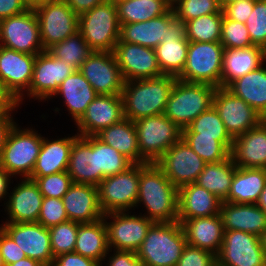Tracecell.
Instances as JSON below:
<instances>
[{
    "mask_svg": "<svg viewBox=\"0 0 266 266\" xmlns=\"http://www.w3.org/2000/svg\"><path fill=\"white\" fill-rule=\"evenodd\" d=\"M143 204L153 222L178 221V188L155 163L140 164V180L136 206Z\"/></svg>",
    "mask_w": 266,
    "mask_h": 266,
    "instance_id": "obj_1",
    "label": "cell"
},
{
    "mask_svg": "<svg viewBox=\"0 0 266 266\" xmlns=\"http://www.w3.org/2000/svg\"><path fill=\"white\" fill-rule=\"evenodd\" d=\"M177 77L124 81L122 100L124 117L131 121L163 114Z\"/></svg>",
    "mask_w": 266,
    "mask_h": 266,
    "instance_id": "obj_2",
    "label": "cell"
},
{
    "mask_svg": "<svg viewBox=\"0 0 266 266\" xmlns=\"http://www.w3.org/2000/svg\"><path fill=\"white\" fill-rule=\"evenodd\" d=\"M186 245L179 221L154 222L136 254L145 266H177Z\"/></svg>",
    "mask_w": 266,
    "mask_h": 266,
    "instance_id": "obj_3",
    "label": "cell"
},
{
    "mask_svg": "<svg viewBox=\"0 0 266 266\" xmlns=\"http://www.w3.org/2000/svg\"><path fill=\"white\" fill-rule=\"evenodd\" d=\"M216 89L209 84L176 79L163 114L182 130L213 106Z\"/></svg>",
    "mask_w": 266,
    "mask_h": 266,
    "instance_id": "obj_4",
    "label": "cell"
},
{
    "mask_svg": "<svg viewBox=\"0 0 266 266\" xmlns=\"http://www.w3.org/2000/svg\"><path fill=\"white\" fill-rule=\"evenodd\" d=\"M78 31L92 51L113 52L120 36L116 4L106 0L81 14Z\"/></svg>",
    "mask_w": 266,
    "mask_h": 266,
    "instance_id": "obj_5",
    "label": "cell"
},
{
    "mask_svg": "<svg viewBox=\"0 0 266 266\" xmlns=\"http://www.w3.org/2000/svg\"><path fill=\"white\" fill-rule=\"evenodd\" d=\"M34 130H22L16 123L8 134L0 156V166L12 177L30 178L32 174L43 141L42 135Z\"/></svg>",
    "mask_w": 266,
    "mask_h": 266,
    "instance_id": "obj_6",
    "label": "cell"
},
{
    "mask_svg": "<svg viewBox=\"0 0 266 266\" xmlns=\"http://www.w3.org/2000/svg\"><path fill=\"white\" fill-rule=\"evenodd\" d=\"M224 50L221 42L189 41L186 65L177 79L220 87Z\"/></svg>",
    "mask_w": 266,
    "mask_h": 266,
    "instance_id": "obj_7",
    "label": "cell"
},
{
    "mask_svg": "<svg viewBox=\"0 0 266 266\" xmlns=\"http://www.w3.org/2000/svg\"><path fill=\"white\" fill-rule=\"evenodd\" d=\"M141 157L155 163L171 146L182 138V130L164 114L134 121Z\"/></svg>",
    "mask_w": 266,
    "mask_h": 266,
    "instance_id": "obj_8",
    "label": "cell"
},
{
    "mask_svg": "<svg viewBox=\"0 0 266 266\" xmlns=\"http://www.w3.org/2000/svg\"><path fill=\"white\" fill-rule=\"evenodd\" d=\"M140 164L125 172L104 178L98 185L99 205L103 213L128 212L136 207Z\"/></svg>",
    "mask_w": 266,
    "mask_h": 266,
    "instance_id": "obj_9",
    "label": "cell"
},
{
    "mask_svg": "<svg viewBox=\"0 0 266 266\" xmlns=\"http://www.w3.org/2000/svg\"><path fill=\"white\" fill-rule=\"evenodd\" d=\"M44 50L78 31L77 16L64 0H55L34 8Z\"/></svg>",
    "mask_w": 266,
    "mask_h": 266,
    "instance_id": "obj_10",
    "label": "cell"
},
{
    "mask_svg": "<svg viewBox=\"0 0 266 266\" xmlns=\"http://www.w3.org/2000/svg\"><path fill=\"white\" fill-rule=\"evenodd\" d=\"M0 45L32 55L45 51L34 9L0 21Z\"/></svg>",
    "mask_w": 266,
    "mask_h": 266,
    "instance_id": "obj_11",
    "label": "cell"
},
{
    "mask_svg": "<svg viewBox=\"0 0 266 266\" xmlns=\"http://www.w3.org/2000/svg\"><path fill=\"white\" fill-rule=\"evenodd\" d=\"M130 211L103 214L107 229L109 249L137 252L144 241L148 229L154 223L144 215H131ZM111 219L107 222V219Z\"/></svg>",
    "mask_w": 266,
    "mask_h": 266,
    "instance_id": "obj_12",
    "label": "cell"
},
{
    "mask_svg": "<svg viewBox=\"0 0 266 266\" xmlns=\"http://www.w3.org/2000/svg\"><path fill=\"white\" fill-rule=\"evenodd\" d=\"M155 164L170 182L179 189L183 185L196 183L206 162L181 138Z\"/></svg>",
    "mask_w": 266,
    "mask_h": 266,
    "instance_id": "obj_13",
    "label": "cell"
},
{
    "mask_svg": "<svg viewBox=\"0 0 266 266\" xmlns=\"http://www.w3.org/2000/svg\"><path fill=\"white\" fill-rule=\"evenodd\" d=\"M216 259L218 266H266L260 237L237 230L224 231Z\"/></svg>",
    "mask_w": 266,
    "mask_h": 266,
    "instance_id": "obj_14",
    "label": "cell"
},
{
    "mask_svg": "<svg viewBox=\"0 0 266 266\" xmlns=\"http://www.w3.org/2000/svg\"><path fill=\"white\" fill-rule=\"evenodd\" d=\"M75 71L73 66L55 58L47 50L40 52L36 55L30 88L24 95L39 102L51 99L61 83Z\"/></svg>",
    "mask_w": 266,
    "mask_h": 266,
    "instance_id": "obj_15",
    "label": "cell"
},
{
    "mask_svg": "<svg viewBox=\"0 0 266 266\" xmlns=\"http://www.w3.org/2000/svg\"><path fill=\"white\" fill-rule=\"evenodd\" d=\"M213 106L233 139L261 123V115L226 87H217Z\"/></svg>",
    "mask_w": 266,
    "mask_h": 266,
    "instance_id": "obj_16",
    "label": "cell"
},
{
    "mask_svg": "<svg viewBox=\"0 0 266 266\" xmlns=\"http://www.w3.org/2000/svg\"><path fill=\"white\" fill-rule=\"evenodd\" d=\"M79 71L98 95H121L124 79L113 52L93 51Z\"/></svg>",
    "mask_w": 266,
    "mask_h": 266,
    "instance_id": "obj_17",
    "label": "cell"
},
{
    "mask_svg": "<svg viewBox=\"0 0 266 266\" xmlns=\"http://www.w3.org/2000/svg\"><path fill=\"white\" fill-rule=\"evenodd\" d=\"M189 40L185 37L184 22L168 10V31L166 37L154 49L158 64L163 75L178 77L187 60Z\"/></svg>",
    "mask_w": 266,
    "mask_h": 266,
    "instance_id": "obj_18",
    "label": "cell"
},
{
    "mask_svg": "<svg viewBox=\"0 0 266 266\" xmlns=\"http://www.w3.org/2000/svg\"><path fill=\"white\" fill-rule=\"evenodd\" d=\"M114 56L124 81L159 78L163 76L155 50L138 44L118 42Z\"/></svg>",
    "mask_w": 266,
    "mask_h": 266,
    "instance_id": "obj_19",
    "label": "cell"
},
{
    "mask_svg": "<svg viewBox=\"0 0 266 266\" xmlns=\"http://www.w3.org/2000/svg\"><path fill=\"white\" fill-rule=\"evenodd\" d=\"M0 227L22 249L26 257L50 266L54 256L49 229L38 222L3 223Z\"/></svg>",
    "mask_w": 266,
    "mask_h": 266,
    "instance_id": "obj_20",
    "label": "cell"
},
{
    "mask_svg": "<svg viewBox=\"0 0 266 266\" xmlns=\"http://www.w3.org/2000/svg\"><path fill=\"white\" fill-rule=\"evenodd\" d=\"M36 55L0 45V80L21 104L30 88ZM24 97V98H23Z\"/></svg>",
    "mask_w": 266,
    "mask_h": 266,
    "instance_id": "obj_21",
    "label": "cell"
},
{
    "mask_svg": "<svg viewBox=\"0 0 266 266\" xmlns=\"http://www.w3.org/2000/svg\"><path fill=\"white\" fill-rule=\"evenodd\" d=\"M121 95H98L75 124L79 136H96L103 129L124 119Z\"/></svg>",
    "mask_w": 266,
    "mask_h": 266,
    "instance_id": "obj_22",
    "label": "cell"
},
{
    "mask_svg": "<svg viewBox=\"0 0 266 266\" xmlns=\"http://www.w3.org/2000/svg\"><path fill=\"white\" fill-rule=\"evenodd\" d=\"M67 172L73 183L98 187L100 170L97 161V137L78 136L71 147Z\"/></svg>",
    "mask_w": 266,
    "mask_h": 266,
    "instance_id": "obj_23",
    "label": "cell"
},
{
    "mask_svg": "<svg viewBox=\"0 0 266 266\" xmlns=\"http://www.w3.org/2000/svg\"><path fill=\"white\" fill-rule=\"evenodd\" d=\"M21 180L14 186L12 192L10 191L7 196L8 201L4 203L6 205L4 211H7L8 215L4 223L38 222L44 197L34 180L29 178Z\"/></svg>",
    "mask_w": 266,
    "mask_h": 266,
    "instance_id": "obj_24",
    "label": "cell"
},
{
    "mask_svg": "<svg viewBox=\"0 0 266 266\" xmlns=\"http://www.w3.org/2000/svg\"><path fill=\"white\" fill-rule=\"evenodd\" d=\"M62 200L71 221L80 224L93 223L103 218L96 186L73 183Z\"/></svg>",
    "mask_w": 266,
    "mask_h": 266,
    "instance_id": "obj_25",
    "label": "cell"
},
{
    "mask_svg": "<svg viewBox=\"0 0 266 266\" xmlns=\"http://www.w3.org/2000/svg\"><path fill=\"white\" fill-rule=\"evenodd\" d=\"M230 157L237 167L266 169V128L262 123L233 140Z\"/></svg>",
    "mask_w": 266,
    "mask_h": 266,
    "instance_id": "obj_26",
    "label": "cell"
},
{
    "mask_svg": "<svg viewBox=\"0 0 266 266\" xmlns=\"http://www.w3.org/2000/svg\"><path fill=\"white\" fill-rule=\"evenodd\" d=\"M220 216L224 231H243L258 237L266 230V214L257 204L222 201Z\"/></svg>",
    "mask_w": 266,
    "mask_h": 266,
    "instance_id": "obj_27",
    "label": "cell"
},
{
    "mask_svg": "<svg viewBox=\"0 0 266 266\" xmlns=\"http://www.w3.org/2000/svg\"><path fill=\"white\" fill-rule=\"evenodd\" d=\"M222 201L196 183L178 189V220L210 217L220 213Z\"/></svg>",
    "mask_w": 266,
    "mask_h": 266,
    "instance_id": "obj_28",
    "label": "cell"
},
{
    "mask_svg": "<svg viewBox=\"0 0 266 266\" xmlns=\"http://www.w3.org/2000/svg\"><path fill=\"white\" fill-rule=\"evenodd\" d=\"M178 221L182 225L188 245L208 250L215 255L219 253L224 238L220 214Z\"/></svg>",
    "mask_w": 266,
    "mask_h": 266,
    "instance_id": "obj_29",
    "label": "cell"
},
{
    "mask_svg": "<svg viewBox=\"0 0 266 266\" xmlns=\"http://www.w3.org/2000/svg\"><path fill=\"white\" fill-rule=\"evenodd\" d=\"M266 62V50L260 46L225 49L220 87H227L236 79L258 69Z\"/></svg>",
    "mask_w": 266,
    "mask_h": 266,
    "instance_id": "obj_30",
    "label": "cell"
},
{
    "mask_svg": "<svg viewBox=\"0 0 266 266\" xmlns=\"http://www.w3.org/2000/svg\"><path fill=\"white\" fill-rule=\"evenodd\" d=\"M78 136L76 134L56 140L43 137L42 146L30 177H43L67 171L70 150Z\"/></svg>",
    "mask_w": 266,
    "mask_h": 266,
    "instance_id": "obj_31",
    "label": "cell"
},
{
    "mask_svg": "<svg viewBox=\"0 0 266 266\" xmlns=\"http://www.w3.org/2000/svg\"><path fill=\"white\" fill-rule=\"evenodd\" d=\"M61 96L64 105L67 106L68 114L72 116L75 124L85 114L88 105L98 96L91 84L83 74L76 70L70 74L59 86L54 96Z\"/></svg>",
    "mask_w": 266,
    "mask_h": 266,
    "instance_id": "obj_32",
    "label": "cell"
},
{
    "mask_svg": "<svg viewBox=\"0 0 266 266\" xmlns=\"http://www.w3.org/2000/svg\"><path fill=\"white\" fill-rule=\"evenodd\" d=\"M96 137L106 145L115 148L133 164L147 163L140 155L134 122L128 118L103 129Z\"/></svg>",
    "mask_w": 266,
    "mask_h": 266,
    "instance_id": "obj_33",
    "label": "cell"
},
{
    "mask_svg": "<svg viewBox=\"0 0 266 266\" xmlns=\"http://www.w3.org/2000/svg\"><path fill=\"white\" fill-rule=\"evenodd\" d=\"M74 252L97 261L101 266L109 249L107 229L103 218L93 223H78Z\"/></svg>",
    "mask_w": 266,
    "mask_h": 266,
    "instance_id": "obj_34",
    "label": "cell"
},
{
    "mask_svg": "<svg viewBox=\"0 0 266 266\" xmlns=\"http://www.w3.org/2000/svg\"><path fill=\"white\" fill-rule=\"evenodd\" d=\"M265 184V168L237 167L225 202L256 204Z\"/></svg>",
    "mask_w": 266,
    "mask_h": 266,
    "instance_id": "obj_35",
    "label": "cell"
},
{
    "mask_svg": "<svg viewBox=\"0 0 266 266\" xmlns=\"http://www.w3.org/2000/svg\"><path fill=\"white\" fill-rule=\"evenodd\" d=\"M168 31V11L154 19L120 25L118 42L138 44L155 49L166 37Z\"/></svg>",
    "mask_w": 266,
    "mask_h": 266,
    "instance_id": "obj_36",
    "label": "cell"
},
{
    "mask_svg": "<svg viewBox=\"0 0 266 266\" xmlns=\"http://www.w3.org/2000/svg\"><path fill=\"white\" fill-rule=\"evenodd\" d=\"M260 115L266 113V65L236 79L226 87Z\"/></svg>",
    "mask_w": 266,
    "mask_h": 266,
    "instance_id": "obj_37",
    "label": "cell"
},
{
    "mask_svg": "<svg viewBox=\"0 0 266 266\" xmlns=\"http://www.w3.org/2000/svg\"><path fill=\"white\" fill-rule=\"evenodd\" d=\"M236 168L231 157L217 163H206L196 184L214 194L221 201H225L228 198Z\"/></svg>",
    "mask_w": 266,
    "mask_h": 266,
    "instance_id": "obj_38",
    "label": "cell"
},
{
    "mask_svg": "<svg viewBox=\"0 0 266 266\" xmlns=\"http://www.w3.org/2000/svg\"><path fill=\"white\" fill-rule=\"evenodd\" d=\"M115 4L120 25L148 21L171 8L166 0H120Z\"/></svg>",
    "mask_w": 266,
    "mask_h": 266,
    "instance_id": "obj_39",
    "label": "cell"
},
{
    "mask_svg": "<svg viewBox=\"0 0 266 266\" xmlns=\"http://www.w3.org/2000/svg\"><path fill=\"white\" fill-rule=\"evenodd\" d=\"M182 136L215 137V140L220 141L229 151L234 140L226 130L214 106L202 112L186 128L182 129Z\"/></svg>",
    "mask_w": 266,
    "mask_h": 266,
    "instance_id": "obj_40",
    "label": "cell"
},
{
    "mask_svg": "<svg viewBox=\"0 0 266 266\" xmlns=\"http://www.w3.org/2000/svg\"><path fill=\"white\" fill-rule=\"evenodd\" d=\"M223 13L200 16L184 23L185 37L191 42H220Z\"/></svg>",
    "mask_w": 266,
    "mask_h": 266,
    "instance_id": "obj_41",
    "label": "cell"
},
{
    "mask_svg": "<svg viewBox=\"0 0 266 266\" xmlns=\"http://www.w3.org/2000/svg\"><path fill=\"white\" fill-rule=\"evenodd\" d=\"M55 58L63 60L67 65L79 70L82 63L93 52L79 31L54 44L48 50Z\"/></svg>",
    "mask_w": 266,
    "mask_h": 266,
    "instance_id": "obj_42",
    "label": "cell"
},
{
    "mask_svg": "<svg viewBox=\"0 0 266 266\" xmlns=\"http://www.w3.org/2000/svg\"><path fill=\"white\" fill-rule=\"evenodd\" d=\"M97 161L100 170V182L109 176L125 172L133 163L115 148L106 145L97 138Z\"/></svg>",
    "mask_w": 266,
    "mask_h": 266,
    "instance_id": "obj_43",
    "label": "cell"
},
{
    "mask_svg": "<svg viewBox=\"0 0 266 266\" xmlns=\"http://www.w3.org/2000/svg\"><path fill=\"white\" fill-rule=\"evenodd\" d=\"M182 139L206 163H217L230 157V151L215 137L182 136Z\"/></svg>",
    "mask_w": 266,
    "mask_h": 266,
    "instance_id": "obj_44",
    "label": "cell"
},
{
    "mask_svg": "<svg viewBox=\"0 0 266 266\" xmlns=\"http://www.w3.org/2000/svg\"><path fill=\"white\" fill-rule=\"evenodd\" d=\"M50 243L54 258L63 253L74 252L78 234V223L68 220L51 226Z\"/></svg>",
    "mask_w": 266,
    "mask_h": 266,
    "instance_id": "obj_45",
    "label": "cell"
},
{
    "mask_svg": "<svg viewBox=\"0 0 266 266\" xmlns=\"http://www.w3.org/2000/svg\"><path fill=\"white\" fill-rule=\"evenodd\" d=\"M171 8L184 23L200 16L223 13L218 0H178Z\"/></svg>",
    "mask_w": 266,
    "mask_h": 266,
    "instance_id": "obj_46",
    "label": "cell"
},
{
    "mask_svg": "<svg viewBox=\"0 0 266 266\" xmlns=\"http://www.w3.org/2000/svg\"><path fill=\"white\" fill-rule=\"evenodd\" d=\"M220 42L224 49L248 48L253 46L247 26L244 23L229 19L224 15Z\"/></svg>",
    "mask_w": 266,
    "mask_h": 266,
    "instance_id": "obj_47",
    "label": "cell"
},
{
    "mask_svg": "<svg viewBox=\"0 0 266 266\" xmlns=\"http://www.w3.org/2000/svg\"><path fill=\"white\" fill-rule=\"evenodd\" d=\"M29 179L34 180L43 197L51 198H62L73 184L67 171Z\"/></svg>",
    "mask_w": 266,
    "mask_h": 266,
    "instance_id": "obj_48",
    "label": "cell"
},
{
    "mask_svg": "<svg viewBox=\"0 0 266 266\" xmlns=\"http://www.w3.org/2000/svg\"><path fill=\"white\" fill-rule=\"evenodd\" d=\"M245 25L252 44L266 50V0H254L252 13Z\"/></svg>",
    "mask_w": 266,
    "mask_h": 266,
    "instance_id": "obj_49",
    "label": "cell"
},
{
    "mask_svg": "<svg viewBox=\"0 0 266 266\" xmlns=\"http://www.w3.org/2000/svg\"><path fill=\"white\" fill-rule=\"evenodd\" d=\"M62 198L44 197L38 223L46 228L68 221Z\"/></svg>",
    "mask_w": 266,
    "mask_h": 266,
    "instance_id": "obj_50",
    "label": "cell"
},
{
    "mask_svg": "<svg viewBox=\"0 0 266 266\" xmlns=\"http://www.w3.org/2000/svg\"><path fill=\"white\" fill-rule=\"evenodd\" d=\"M216 255L208 250L186 245L177 266H215Z\"/></svg>",
    "mask_w": 266,
    "mask_h": 266,
    "instance_id": "obj_51",
    "label": "cell"
},
{
    "mask_svg": "<svg viewBox=\"0 0 266 266\" xmlns=\"http://www.w3.org/2000/svg\"><path fill=\"white\" fill-rule=\"evenodd\" d=\"M0 254L6 266L26 257L24 251L0 227Z\"/></svg>",
    "mask_w": 266,
    "mask_h": 266,
    "instance_id": "obj_52",
    "label": "cell"
},
{
    "mask_svg": "<svg viewBox=\"0 0 266 266\" xmlns=\"http://www.w3.org/2000/svg\"><path fill=\"white\" fill-rule=\"evenodd\" d=\"M253 7L254 0H241L225 5L222 12L225 17L245 24Z\"/></svg>",
    "mask_w": 266,
    "mask_h": 266,
    "instance_id": "obj_53",
    "label": "cell"
},
{
    "mask_svg": "<svg viewBox=\"0 0 266 266\" xmlns=\"http://www.w3.org/2000/svg\"><path fill=\"white\" fill-rule=\"evenodd\" d=\"M50 266H101L97 261L76 252L63 253L54 258Z\"/></svg>",
    "mask_w": 266,
    "mask_h": 266,
    "instance_id": "obj_54",
    "label": "cell"
},
{
    "mask_svg": "<svg viewBox=\"0 0 266 266\" xmlns=\"http://www.w3.org/2000/svg\"><path fill=\"white\" fill-rule=\"evenodd\" d=\"M113 252L112 255L109 252L106 255V258L109 256L106 266H145L135 252L118 250Z\"/></svg>",
    "mask_w": 266,
    "mask_h": 266,
    "instance_id": "obj_55",
    "label": "cell"
},
{
    "mask_svg": "<svg viewBox=\"0 0 266 266\" xmlns=\"http://www.w3.org/2000/svg\"><path fill=\"white\" fill-rule=\"evenodd\" d=\"M29 9L25 0H0V21Z\"/></svg>",
    "mask_w": 266,
    "mask_h": 266,
    "instance_id": "obj_56",
    "label": "cell"
},
{
    "mask_svg": "<svg viewBox=\"0 0 266 266\" xmlns=\"http://www.w3.org/2000/svg\"><path fill=\"white\" fill-rule=\"evenodd\" d=\"M71 10L77 15L90 11L97 5L105 2L106 0H64Z\"/></svg>",
    "mask_w": 266,
    "mask_h": 266,
    "instance_id": "obj_57",
    "label": "cell"
},
{
    "mask_svg": "<svg viewBox=\"0 0 266 266\" xmlns=\"http://www.w3.org/2000/svg\"><path fill=\"white\" fill-rule=\"evenodd\" d=\"M15 124L16 122L14 121L12 114H5L0 119V156L6 143L8 134Z\"/></svg>",
    "mask_w": 266,
    "mask_h": 266,
    "instance_id": "obj_58",
    "label": "cell"
},
{
    "mask_svg": "<svg viewBox=\"0 0 266 266\" xmlns=\"http://www.w3.org/2000/svg\"><path fill=\"white\" fill-rule=\"evenodd\" d=\"M0 106H19V101L0 80Z\"/></svg>",
    "mask_w": 266,
    "mask_h": 266,
    "instance_id": "obj_59",
    "label": "cell"
},
{
    "mask_svg": "<svg viewBox=\"0 0 266 266\" xmlns=\"http://www.w3.org/2000/svg\"><path fill=\"white\" fill-rule=\"evenodd\" d=\"M12 176L3 168L0 166V200L7 199V195L9 194L8 190L9 185L11 184Z\"/></svg>",
    "mask_w": 266,
    "mask_h": 266,
    "instance_id": "obj_60",
    "label": "cell"
},
{
    "mask_svg": "<svg viewBox=\"0 0 266 266\" xmlns=\"http://www.w3.org/2000/svg\"><path fill=\"white\" fill-rule=\"evenodd\" d=\"M8 266H45V265H43L41 262H39L37 260L25 257V258L20 259L19 261L12 263Z\"/></svg>",
    "mask_w": 266,
    "mask_h": 266,
    "instance_id": "obj_61",
    "label": "cell"
},
{
    "mask_svg": "<svg viewBox=\"0 0 266 266\" xmlns=\"http://www.w3.org/2000/svg\"><path fill=\"white\" fill-rule=\"evenodd\" d=\"M266 214V184L264 186V189L262 190L259 199L256 203Z\"/></svg>",
    "mask_w": 266,
    "mask_h": 266,
    "instance_id": "obj_62",
    "label": "cell"
},
{
    "mask_svg": "<svg viewBox=\"0 0 266 266\" xmlns=\"http://www.w3.org/2000/svg\"><path fill=\"white\" fill-rule=\"evenodd\" d=\"M28 7L34 9L35 7L55 0H25Z\"/></svg>",
    "mask_w": 266,
    "mask_h": 266,
    "instance_id": "obj_63",
    "label": "cell"
},
{
    "mask_svg": "<svg viewBox=\"0 0 266 266\" xmlns=\"http://www.w3.org/2000/svg\"><path fill=\"white\" fill-rule=\"evenodd\" d=\"M19 106H0V119L5 115V114H12L13 111Z\"/></svg>",
    "mask_w": 266,
    "mask_h": 266,
    "instance_id": "obj_64",
    "label": "cell"
},
{
    "mask_svg": "<svg viewBox=\"0 0 266 266\" xmlns=\"http://www.w3.org/2000/svg\"><path fill=\"white\" fill-rule=\"evenodd\" d=\"M261 247L266 255V230L260 235Z\"/></svg>",
    "mask_w": 266,
    "mask_h": 266,
    "instance_id": "obj_65",
    "label": "cell"
},
{
    "mask_svg": "<svg viewBox=\"0 0 266 266\" xmlns=\"http://www.w3.org/2000/svg\"><path fill=\"white\" fill-rule=\"evenodd\" d=\"M237 1H241V0H218L221 8H223L225 5L231 4L233 2H237Z\"/></svg>",
    "mask_w": 266,
    "mask_h": 266,
    "instance_id": "obj_66",
    "label": "cell"
},
{
    "mask_svg": "<svg viewBox=\"0 0 266 266\" xmlns=\"http://www.w3.org/2000/svg\"><path fill=\"white\" fill-rule=\"evenodd\" d=\"M261 123L266 128V113L261 115Z\"/></svg>",
    "mask_w": 266,
    "mask_h": 266,
    "instance_id": "obj_67",
    "label": "cell"
},
{
    "mask_svg": "<svg viewBox=\"0 0 266 266\" xmlns=\"http://www.w3.org/2000/svg\"><path fill=\"white\" fill-rule=\"evenodd\" d=\"M177 1H178V0H166V2H167L170 6L174 5Z\"/></svg>",
    "mask_w": 266,
    "mask_h": 266,
    "instance_id": "obj_68",
    "label": "cell"
},
{
    "mask_svg": "<svg viewBox=\"0 0 266 266\" xmlns=\"http://www.w3.org/2000/svg\"><path fill=\"white\" fill-rule=\"evenodd\" d=\"M0 266H6L3 260V257L0 254Z\"/></svg>",
    "mask_w": 266,
    "mask_h": 266,
    "instance_id": "obj_69",
    "label": "cell"
},
{
    "mask_svg": "<svg viewBox=\"0 0 266 266\" xmlns=\"http://www.w3.org/2000/svg\"><path fill=\"white\" fill-rule=\"evenodd\" d=\"M110 1H113V2L115 3V2H118V1H120V0H110Z\"/></svg>",
    "mask_w": 266,
    "mask_h": 266,
    "instance_id": "obj_70",
    "label": "cell"
}]
</instances>
